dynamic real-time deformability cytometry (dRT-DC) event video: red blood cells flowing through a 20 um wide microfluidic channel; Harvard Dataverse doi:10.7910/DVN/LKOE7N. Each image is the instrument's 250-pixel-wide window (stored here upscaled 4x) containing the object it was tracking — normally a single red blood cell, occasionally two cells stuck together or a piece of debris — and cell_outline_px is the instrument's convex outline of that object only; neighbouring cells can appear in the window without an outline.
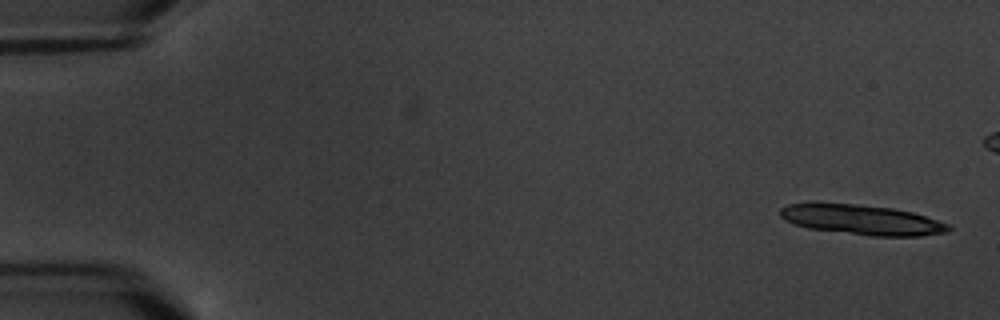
{"species": "common noctule bat (a hibernating species)", "species_latin": "Nyctalus noctula", "temperature_condition": "warm", "stored_images_in_passage": 10, "camera_frame_rate_fps": 3000, "um_per_image_px": 0.085, "animal": {"sex": "male", "body_mass_g": 20.1, "forearm_length_mm": 53.5}, "frame": {"image": 1, "passage_image": 1, "time_ms": 0.0, "image_size_px": [1000, 320], "cell_outline_px": [[952, 228], [948, 232], [920, 236], [872, 236], [808, 228], [784, 220], [780, 216], [780, 208], [788, 204], [812, 200], [816, 200], [860, 204], [892, 208], [912, 212], [948, 224]], "centroid_in_image_um": [73.16, 18.64], "position_along_channel_um": 11.8, "area_um2": 30.11}}
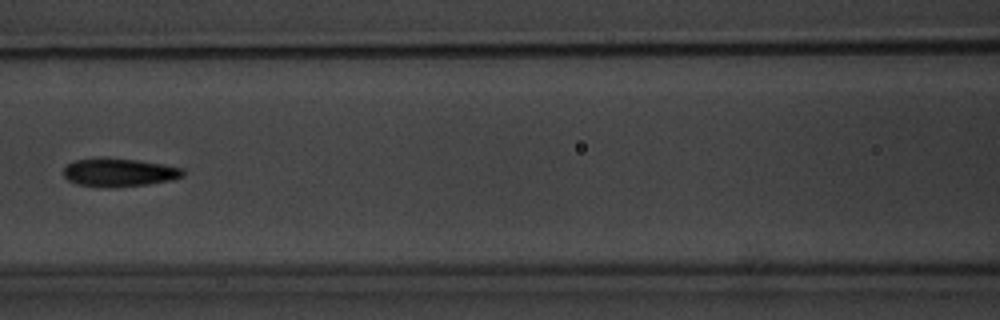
{"frame": {"image": 2, "passage_image": 7, "time_ms": 8.667, "image_size_px": [1000, 320], "cell_outline_px": [[184, 176], [172, 180], [148, 184], [108, 188], [76, 184], [68, 180], [64, 176], [64, 168], [68, 164], [76, 160], [96, 156], [104, 156], [136, 160], [164, 164], [184, 168]], "centroid_in_image_um": [10.12, 14.64], "position_along_channel_um": 156.5, "area_um2": 20.11}}
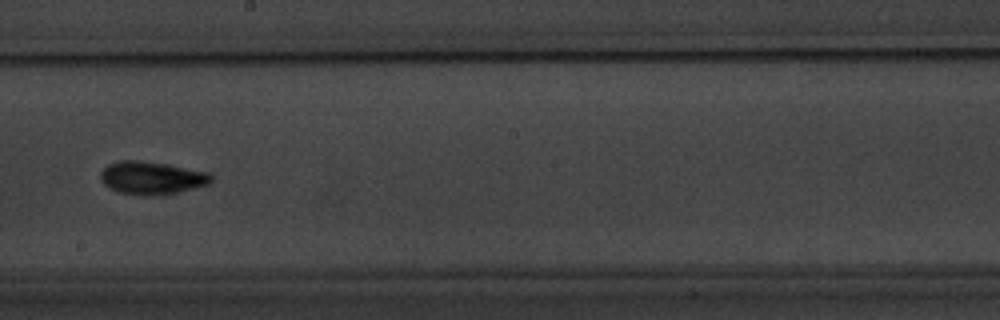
{"frame": {"image": 3, "passage_image": 9, "time_ms": 11.0, "image_size_px": [1000, 320], "cell_outline_px": [[212, 180], [208, 184], [196, 188], [176, 192], [144, 196], [140, 196], [120, 192], [108, 188], [100, 180], [100, 172], [108, 164], [116, 160], [140, 160], [164, 164], [208, 172], [212, 176]], "centroid_in_image_um": [12.84, 15.11], "position_along_channel_um": 235.4, "area_um2": 21.15}}